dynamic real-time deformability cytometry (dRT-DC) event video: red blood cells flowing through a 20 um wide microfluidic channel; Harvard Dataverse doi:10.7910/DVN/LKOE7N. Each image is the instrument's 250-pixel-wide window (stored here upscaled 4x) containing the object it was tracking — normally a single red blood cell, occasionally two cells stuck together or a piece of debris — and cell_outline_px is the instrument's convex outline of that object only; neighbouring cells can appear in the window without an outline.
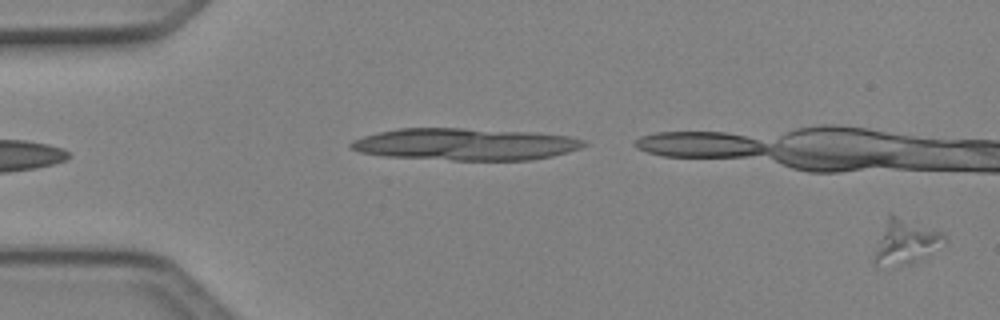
{"species": "Egyptian fruit bat (a non-hibernating species)", "species_latin": "Rousettus aegyptiacus", "temperature_condition": "cold", "stored_images_in_passage": 2, "camera_frame_rate_fps": 3000, "um_per_image_px": 0.085, "animal": {"sex": "female"}, "frame": {"image": 1, "passage_image": 2, "time_ms": 0.333, "image_size_px": [1000, 320], "cell_outline_px": [[944, 240], [912, 264], [876, 268], [872, 260], [872, 256], [888, 212], [940, 232], [944, 236]], "centroid_in_image_um": [76.8, 20.59], "position_along_channel_um": 8.2, "area_um2": 17.86}}